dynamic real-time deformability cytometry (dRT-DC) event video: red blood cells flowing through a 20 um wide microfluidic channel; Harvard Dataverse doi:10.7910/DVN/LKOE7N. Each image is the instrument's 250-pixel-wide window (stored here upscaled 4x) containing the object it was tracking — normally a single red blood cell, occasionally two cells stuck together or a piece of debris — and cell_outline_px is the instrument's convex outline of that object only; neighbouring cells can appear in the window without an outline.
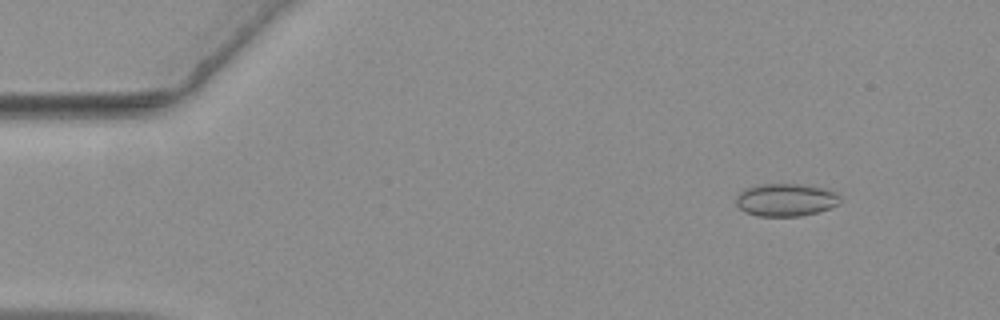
{"species": "common noctule bat (a hibernating species)", "species_latin": "Nyctalus noctula", "temperature_condition": "warm", "stored_images_in_passage": 56, "camera_frame_rate_fps": 3000, "um_per_image_px": 0.085, "animal": {"sex": "female", "body_mass_g": 19.3, "forearm_length_mm": 54.1}, "frame": {"image": 1, "passage_image": 6, "time_ms": 1.667, "image_size_px": [1000, 320], "cell_outline_px": [[840, 204], [816, 212], [800, 216], [756, 216], [744, 212], [736, 204], [736, 196], [744, 188], [756, 184], [812, 184], [836, 192], [840, 196]], "centroid_in_image_um": [66.78, 16.97], "position_along_channel_um": 18.2, "area_um2": 20.17}}
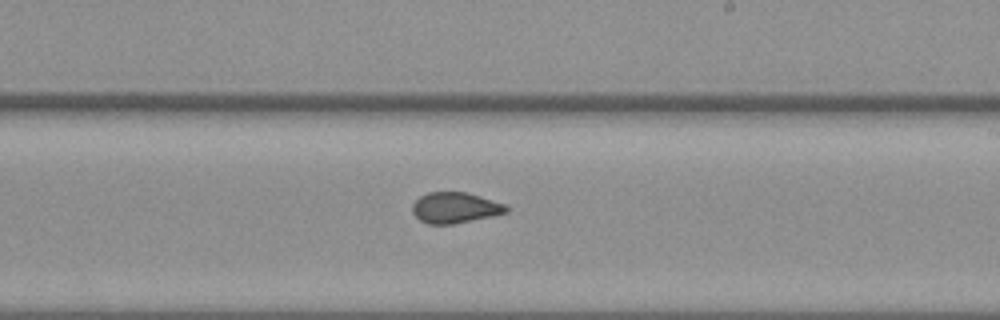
{"frame": {"image": 2, "passage_image": 33, "time_ms": 10.667, "image_size_px": [1000, 320], "cell_outline_px": [[508, 212], [492, 216], [452, 224], [428, 224], [420, 220], [412, 212], [412, 204], [420, 196], [428, 192], [468, 192], [504, 204], [508, 208]], "centroid_in_image_um": [38.66, 17.65], "position_along_channel_um": 250.3, "area_um2": 16.76}}
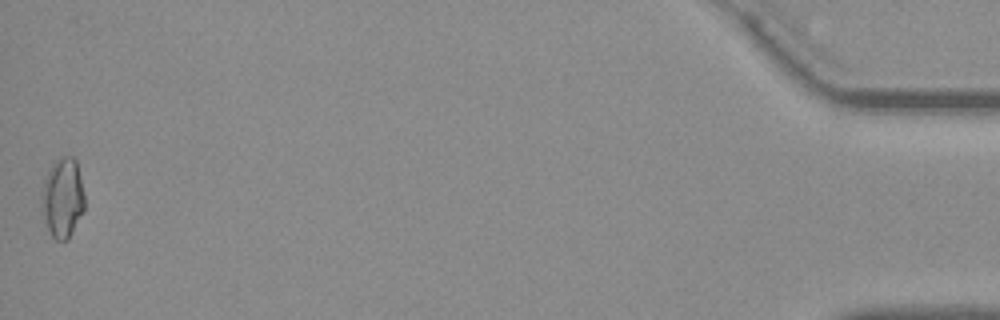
{"frame": {"image": 3, "passage_image": 56, "time_ms": 18.333, "image_size_px": [1000, 320], "cell_outline_px": [[84, 208], [68, 240], [56, 240], [52, 236], [44, 220], [40, 208], [40, 192], [44, 180], [52, 164], [60, 156], [72, 156], [76, 160], [84, 196]], "centroid_in_image_um": [5.28, 16.81], "position_along_channel_um": 429.9, "area_um2": 20.0}, "authors_computed_cell_mechanics": {"area_um2": 17.6001, "velocity_mm_per_s": 3.6646, "shape_relaxation_time_tau1_ms": null, "shape_relaxation_time_tau2_ms": 0.94, "deformation_change_tau1": null, "deformation_change_tau2": 0.0452}}